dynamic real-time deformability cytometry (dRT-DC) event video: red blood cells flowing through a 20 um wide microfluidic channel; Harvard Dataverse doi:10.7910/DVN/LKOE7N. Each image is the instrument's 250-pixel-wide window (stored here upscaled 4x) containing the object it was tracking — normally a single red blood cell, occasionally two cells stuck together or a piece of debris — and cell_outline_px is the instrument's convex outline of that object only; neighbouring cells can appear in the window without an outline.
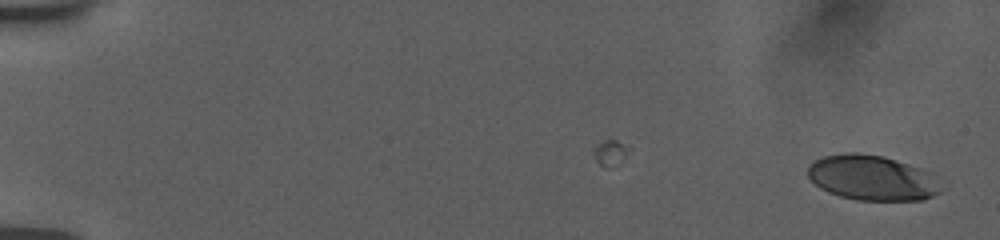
{"species": "human", "species_latin": "Homo sapiens", "temperature_condition": "room temperature", "stored_images_in_passage": 55, "camera_frame_rate_fps": 3000, "um_per_image_px": 0.085, "donor": {"sex": "female"}, "frame": {"image": 1, "passage_image": 1, "time_ms": 0.0, "image_size_px": [1000, 240], "cell_outline_px": [[940, 188], [932, 196], [924, 200], [856, 200], [840, 196], [828, 192], [820, 188], [808, 176], [808, 164], [824, 156], [844, 152], [856, 152], [884, 156], [932, 172]], "centroid_in_image_um": [74.09, 15.1], "position_along_channel_um": 10.9, "area_um2": 34.91}}
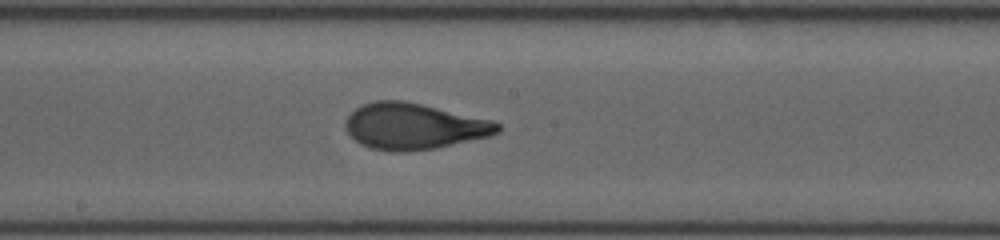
{"frame": {"image": 2, "passage_image": 31, "time_ms": 10.0, "image_size_px": [1000, 240], "cell_outline_px": [[500, 132], [488, 136], [436, 148], [404, 152], [392, 152], [372, 148], [360, 144], [348, 132], [344, 124], [348, 116], [356, 108], [364, 104], [376, 100], [404, 100], [492, 120], [500, 124]], "centroid_in_image_um": [35.17, 10.73], "position_along_channel_um": 213.0, "area_um2": 40.69}}
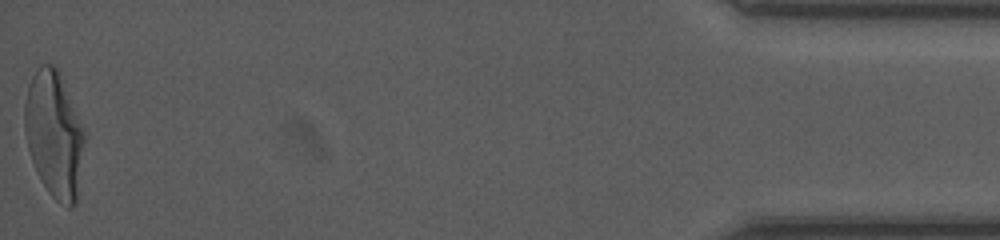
{"frame": {"image": 3, "passage_image": 55, "time_ms": 18.0, "image_size_px": [1000, 240], "cell_outline_px": [[88, 136], [76, 200], [72, 208], [68, 208], [60, 204], [48, 192], [40, 180], [32, 160], [28, 148], [24, 128], [24, 104], [28, 84], [32, 76], [40, 64], [52, 64], [60, 72]], "centroid_in_image_um": [4.64, 11.42], "position_along_channel_um": 430.6, "area_um2": 44.97}, "authors_computed_cell_mechanics": {"area_um2": 39.9398, "velocity_mm_per_s": 3.7768, "shape_relaxation_time_tau1_ms": 4.3906, "shape_relaxation_time_tau2_ms": null, "deformation_change_tau1": 0.2189, "deformation_change_tau2": null}}